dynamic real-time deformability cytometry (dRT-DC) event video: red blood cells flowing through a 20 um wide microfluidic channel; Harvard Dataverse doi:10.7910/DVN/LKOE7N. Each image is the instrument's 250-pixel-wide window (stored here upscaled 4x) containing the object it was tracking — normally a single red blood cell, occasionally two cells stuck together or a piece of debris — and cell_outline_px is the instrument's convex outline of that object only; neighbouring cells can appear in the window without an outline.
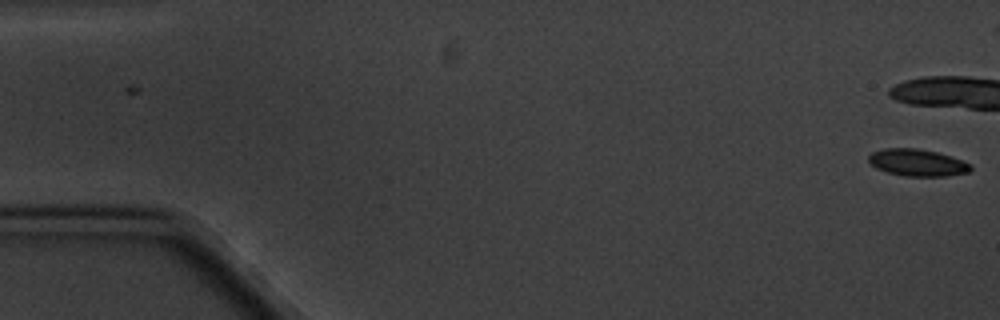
{"species": "common noctule bat (a hibernating species)", "species_latin": "Nyctalus noctula", "temperature_condition": "cold", "stored_images_in_passage": 2, "camera_frame_rate_fps": 3000, "um_per_image_px": 0.085, "animal": {"sex": "male", "body_mass_g": 20.1, "forearm_length_mm": 53.5}, "frame": {"image": 1, "passage_image": 2, "time_ms": 1.0, "image_size_px": [1000, 320], "cell_outline_px": [[972, 168], [968, 172], [948, 176], [904, 176], [888, 172], [876, 168], [868, 160], [868, 156], [872, 152], [884, 148], [916, 148], [936, 152], [952, 156], [972, 164]], "centroid_in_image_um": [77.99, 13.82], "position_along_channel_um": 7.0, "area_um2": 16.07}}